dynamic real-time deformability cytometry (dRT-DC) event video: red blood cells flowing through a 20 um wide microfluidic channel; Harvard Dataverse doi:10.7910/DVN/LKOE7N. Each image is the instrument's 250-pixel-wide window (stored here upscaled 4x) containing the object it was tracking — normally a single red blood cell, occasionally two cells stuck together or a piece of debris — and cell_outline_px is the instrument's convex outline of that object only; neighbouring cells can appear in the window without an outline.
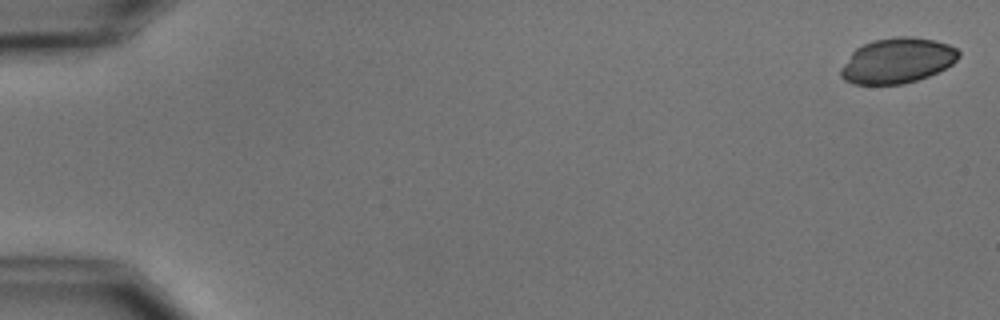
{"species": "common noctule bat (a hibernating species)", "species_latin": "Nyctalus noctula", "temperature_condition": "cold", "stored_images_in_passage": 8, "camera_frame_rate_fps": 3000, "um_per_image_px": 0.085, "animal": {"sex": "male", "body_mass_g": 15.6}, "frame": {"image": 1, "passage_image": 1, "time_ms": 0.0, "image_size_px": [1000, 320], "cell_outline_px": [[960, 56], [952, 64], [928, 76], [904, 84], [852, 84], [844, 80], [840, 76], [840, 68], [852, 52], [856, 48], [872, 40], [896, 36], [912, 36], [936, 40], [948, 44], [956, 48], [960, 52]], "centroid_in_image_um": [76.26, 5.14], "position_along_channel_um": 8.7, "area_um2": 31.21}}